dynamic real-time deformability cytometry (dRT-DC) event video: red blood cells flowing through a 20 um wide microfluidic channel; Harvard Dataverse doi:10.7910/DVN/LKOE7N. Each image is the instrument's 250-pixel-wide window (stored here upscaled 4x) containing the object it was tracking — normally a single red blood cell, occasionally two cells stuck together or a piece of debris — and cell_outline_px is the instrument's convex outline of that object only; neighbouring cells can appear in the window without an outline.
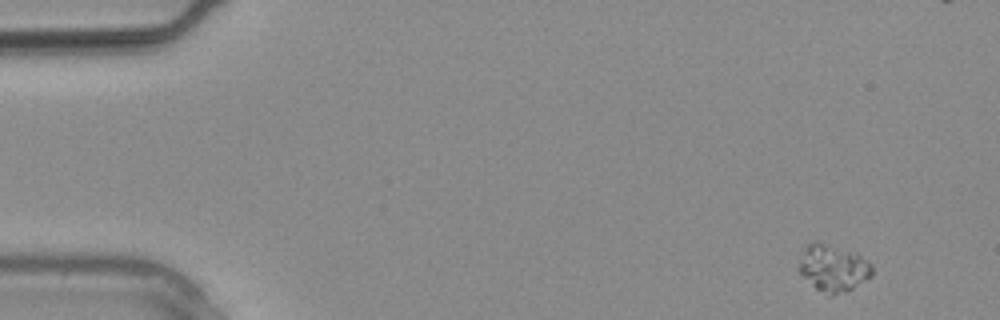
{"species": "common noctule bat (a hibernating species)", "species_latin": "Nyctalus noctula", "temperature_condition": "warm", "stored_images_in_passage": 18, "camera_frame_rate_fps": 3000, "um_per_image_px": 0.085, "animal": {"sex": "male", "body_mass_g": 20.4}, "frame": {"image": 1, "passage_image": 1, "time_ms": 0.0, "image_size_px": [1000, 320], "cell_outline_px": [[872, 276], [852, 288], [832, 296], [828, 296], [816, 288], [796, 268], [804, 248], [808, 244], [816, 240], [856, 252], [872, 264]], "centroid_in_image_um": [70.81, 22.76], "position_along_channel_um": 14.2, "area_um2": 20.06}}